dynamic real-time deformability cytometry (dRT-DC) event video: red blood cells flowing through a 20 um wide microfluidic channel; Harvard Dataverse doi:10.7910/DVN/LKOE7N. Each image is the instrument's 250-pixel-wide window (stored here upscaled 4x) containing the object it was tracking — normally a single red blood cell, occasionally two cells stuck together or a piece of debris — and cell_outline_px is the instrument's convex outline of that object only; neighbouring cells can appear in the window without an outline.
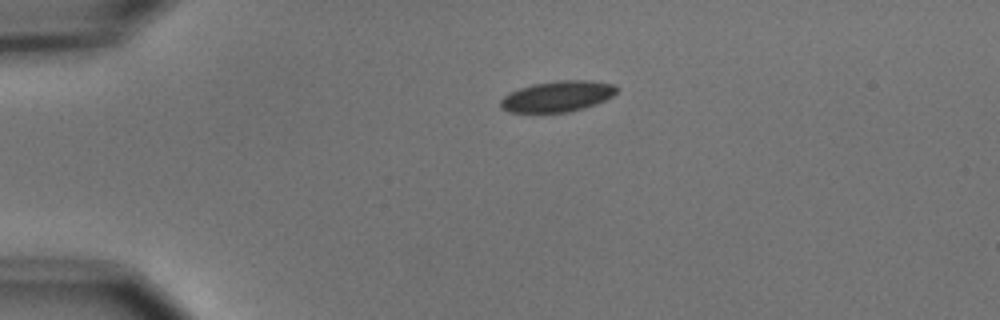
{"species": "common noctule bat (a hibernating species)", "species_latin": "Nyctalus noctula", "temperature_condition": "cold", "stored_images_in_passage": 2, "camera_frame_rate_fps": 3000, "um_per_image_px": 0.085, "animal": {"sex": "male", "body_mass_g": 15.6}, "frame": {"image": 1, "passage_image": 2, "time_ms": 1.333, "image_size_px": [1000, 320], "cell_outline_px": [[620, 88], [612, 96], [596, 104], [568, 112], [508, 112], [500, 108], [500, 100], [508, 92], [532, 84], [556, 80], [592, 80], [616, 84]], "centroid_in_image_um": [47.39, 8.17], "position_along_channel_um": 37.6, "area_um2": 21.1}}